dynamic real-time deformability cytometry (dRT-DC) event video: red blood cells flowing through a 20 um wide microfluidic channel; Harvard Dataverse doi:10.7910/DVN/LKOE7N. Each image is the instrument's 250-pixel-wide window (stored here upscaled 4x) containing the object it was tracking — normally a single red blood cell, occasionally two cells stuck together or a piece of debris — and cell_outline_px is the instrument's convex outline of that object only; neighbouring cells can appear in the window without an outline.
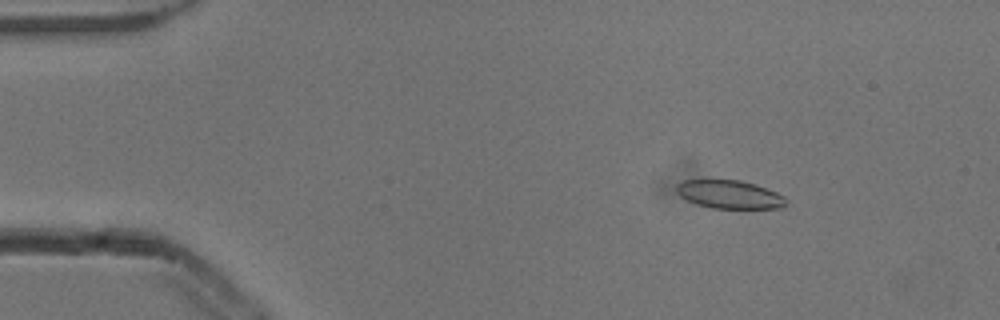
{"species": "common noctule bat (a hibernating species)", "species_latin": "Nyctalus noctula", "temperature_condition": "cold", "stored_images_in_passage": 53, "camera_frame_rate_fps": 3000, "um_per_image_px": 0.085, "animal": {"sex": "male", "body_mass_g": 13.3}, "frame": {"image": 1, "passage_image": 7, "time_ms": 2.0, "image_size_px": [1000, 320], "cell_outline_px": [[788, 200], [780, 208], [712, 208], [696, 204], [680, 196], [676, 192], [676, 184], [684, 180], [740, 180], [756, 184], [776, 192], [784, 196]], "centroid_in_image_um": [61.99, 16.52], "position_along_channel_um": 23.0, "area_um2": 18.03}}
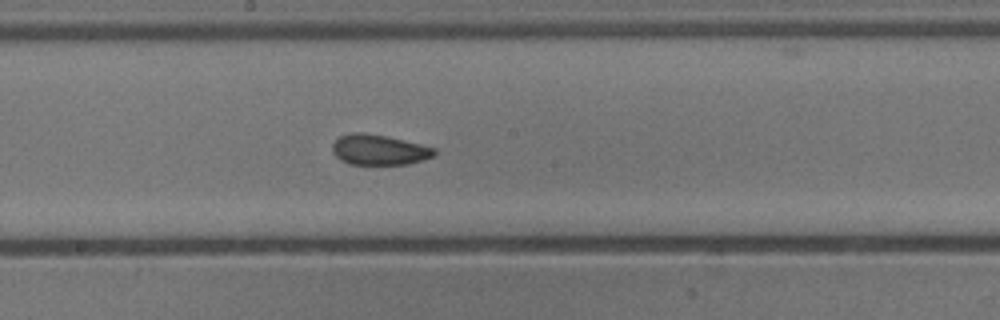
{"frame": {"image": 2, "passage_image": 28, "time_ms": 9.0, "image_size_px": [1000, 320], "cell_outline_px": [[436, 152], [432, 156], [408, 164], [352, 164], [340, 160], [332, 152], [332, 144], [340, 136], [352, 132], [360, 132], [388, 136], [436, 148]], "centroid_in_image_um": [32.19, 12.72], "position_along_channel_um": 216.0, "area_um2": 17.92}}
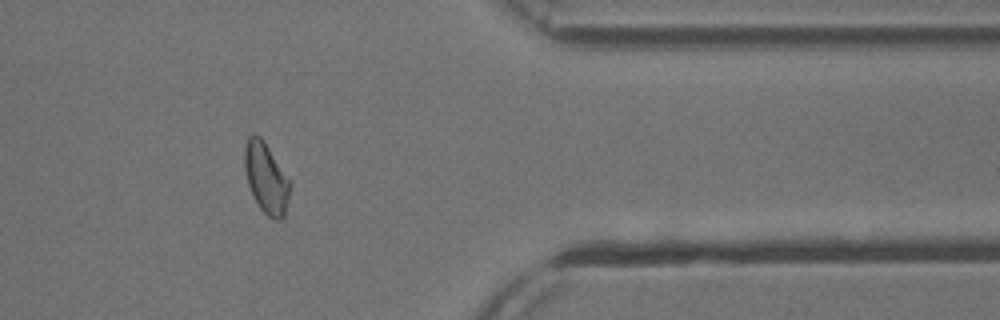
{"frame": {"image": 3, "passage_image": 43, "time_ms": 14.0, "image_size_px": [1000, 320], "cell_outline_px": [[292, 184], [284, 216], [280, 220], [272, 220], [260, 208], [248, 184], [244, 168], [244, 148], [248, 136], [260, 136], [264, 140]], "centroid_in_image_um": [22.63, 15.14], "position_along_channel_um": 388.8, "area_um2": 18.55}}